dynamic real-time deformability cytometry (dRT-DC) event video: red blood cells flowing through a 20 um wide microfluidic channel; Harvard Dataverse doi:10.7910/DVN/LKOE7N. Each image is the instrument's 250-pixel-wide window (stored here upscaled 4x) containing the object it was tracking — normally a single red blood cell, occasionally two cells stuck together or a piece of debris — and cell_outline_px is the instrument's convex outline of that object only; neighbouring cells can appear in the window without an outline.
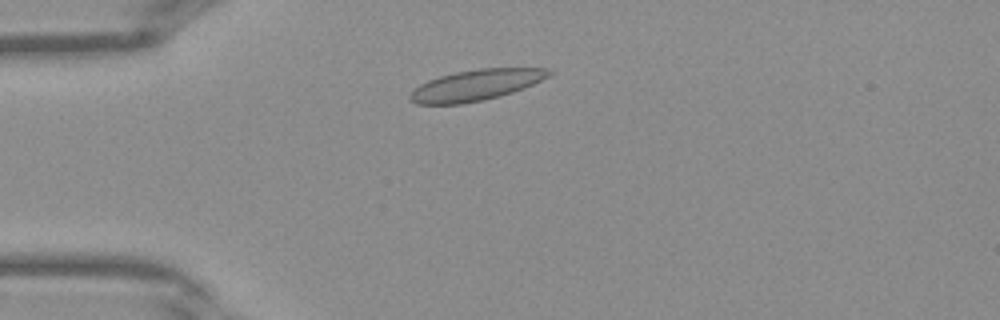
{"species": "Egyptian fruit bat (a non-hibernating species)", "species_latin": "Rousettus aegyptiacus", "temperature_condition": "warm", "stored_images_in_passage": 32, "camera_frame_rate_fps": 3000, "um_per_image_px": 0.085, "frame": {"image": 1, "passage_image": 2, "time_ms": 0.333, "image_size_px": [1000, 320], "cell_outline_px": [[552, 72], [548, 76], [524, 88], [500, 96], [484, 100], [460, 104], [416, 104], [408, 100], [408, 96], [420, 84], [428, 80], [440, 76], [456, 72], [480, 68], [548, 68]], "centroid_in_image_um": [40.42, 7.24], "position_along_channel_um": 44.6, "area_um2": 24.85}}
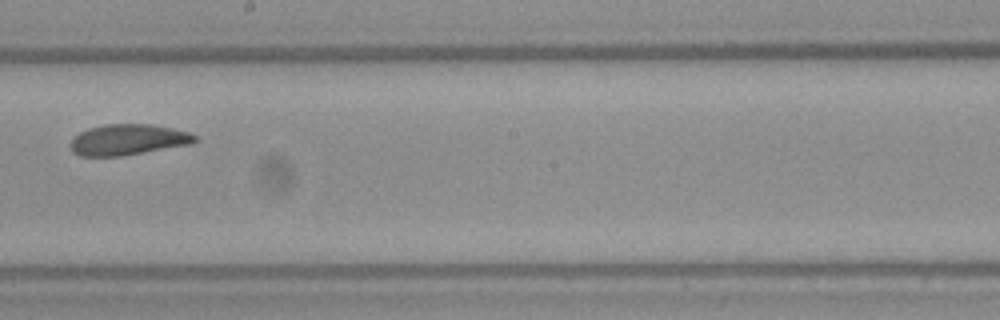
{"frame": {"image": 2, "passage_image": 15, "time_ms": 4.667, "image_size_px": [1000, 320], "cell_outline_px": [[200, 140], [192, 144], [120, 156], [80, 156], [72, 152], [72, 140], [80, 132], [88, 128], [104, 124], [152, 124], [172, 128], [188, 132], [200, 136]], "centroid_in_image_um": [10.95, 11.87], "position_along_channel_um": 237.3, "area_um2": 22.43}}
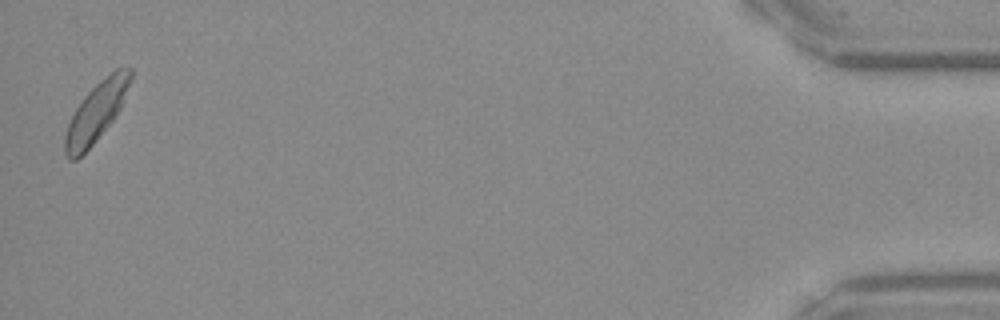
{"frame": {"image": 3, "passage_image": 32, "time_ms": 10.333, "image_size_px": [1000, 320], "cell_outline_px": [[132, 80], [120, 108], [112, 120], [92, 144], [76, 160], [68, 160], [64, 152], [64, 136], [68, 124], [76, 108], [84, 96], [104, 76], [116, 68], [132, 68]], "centroid_in_image_um": [8.17, 9.51], "position_along_channel_um": 427.0, "area_um2": 22.25}}